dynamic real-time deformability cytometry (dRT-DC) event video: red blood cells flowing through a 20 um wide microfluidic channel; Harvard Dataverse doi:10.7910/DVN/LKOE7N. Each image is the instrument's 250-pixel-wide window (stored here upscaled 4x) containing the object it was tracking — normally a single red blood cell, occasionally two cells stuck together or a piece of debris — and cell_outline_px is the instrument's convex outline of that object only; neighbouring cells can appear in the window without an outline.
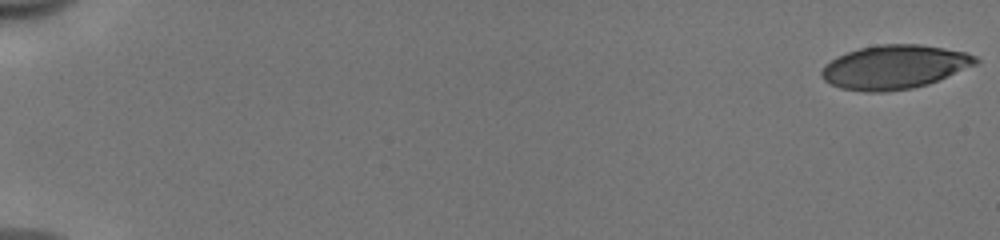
{"species": "human", "species_latin": "Homo sapiens", "temperature_condition": "cold", "stored_images_in_passage": 53, "camera_frame_rate_fps": 3000, "um_per_image_px": 0.085, "donor": {"sex": "male"}, "frame": {"image": 1, "passage_image": 1, "time_ms": 0.0, "image_size_px": [1000, 240], "cell_outline_px": [[980, 60], [976, 64], [928, 84], [912, 88], [884, 92], [868, 92], [840, 88], [824, 80], [820, 76], [820, 72], [824, 64], [848, 52], [860, 48], [880, 44], [920, 44], [968, 52], [976, 56]], "centroid_in_image_um": [76.03, 5.69], "position_along_channel_um": 9.0, "area_um2": 39.25}}
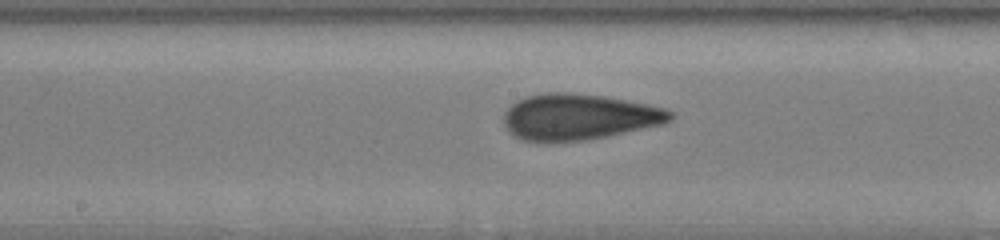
{"frame": {"image": 2, "passage_image": 30, "time_ms": 9.667, "image_size_px": [1000, 240], "cell_outline_px": [[676, 116], [672, 120], [664, 124], [608, 136], [588, 140], [548, 144], [540, 144], [524, 140], [508, 132], [504, 124], [504, 112], [516, 100], [524, 96], [548, 92], [568, 92], [604, 96], [648, 104], [664, 108], [672, 112]], "centroid_in_image_um": [49.17, 9.96], "position_along_channel_um": 199.0, "area_um2": 45.6}}
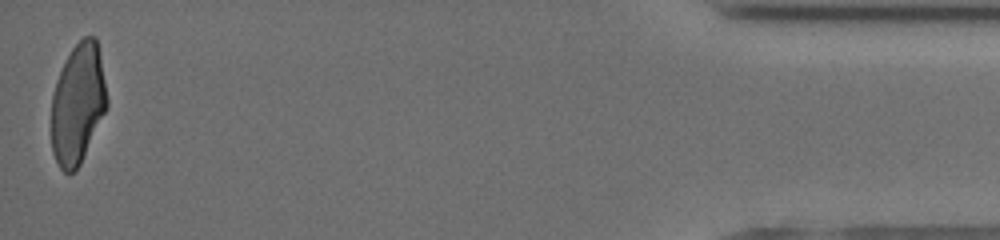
{"frame": {"image": 3, "passage_image": 53, "time_ms": 17.333, "image_size_px": [1000, 240], "cell_outline_px": [[108, 108], [80, 164], [72, 172], [64, 172], [60, 168], [52, 152], [52, 96], [56, 80], [72, 48], [84, 36], [96, 36], [100, 56], [108, 100]], "centroid_in_image_um": [6.63, 8.83], "position_along_channel_um": 428.6, "area_um2": 38.78}, "authors_computed_cell_mechanics": {"area_um2": 41.6738, "velocity_mm_per_s": 3.9873, "shape_relaxation_time_tau1_ms": 5.5214, "shape_relaxation_time_tau2_ms": 1.3045, "deformation_change_tau1": 0.1785, "deformation_change_tau2": 0.0765}}